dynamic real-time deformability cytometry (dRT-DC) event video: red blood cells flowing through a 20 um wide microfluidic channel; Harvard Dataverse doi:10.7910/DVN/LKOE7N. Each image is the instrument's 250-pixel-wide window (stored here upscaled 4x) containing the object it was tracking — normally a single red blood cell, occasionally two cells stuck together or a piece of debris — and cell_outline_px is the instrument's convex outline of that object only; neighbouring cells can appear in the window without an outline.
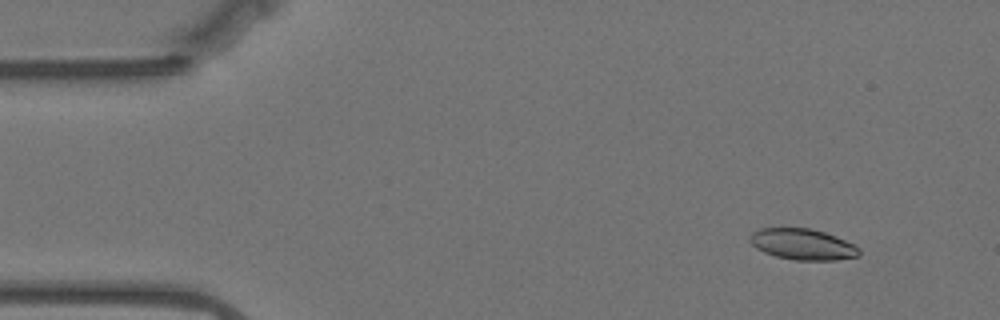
{"species": "Egyptian fruit bat (a non-hibernating species)", "species_latin": "Rousettus aegyptiacus", "temperature_condition": "warm", "stored_images_in_passage": 53, "camera_frame_rate_fps": 3000, "um_per_image_px": 0.085, "animal": {"sex": "female"}, "frame": {"image": 1, "passage_image": 1, "time_ms": 0.0, "image_size_px": [1000, 320], "cell_outline_px": [[860, 256], [836, 260], [796, 260], [776, 256], [764, 252], [756, 248], [748, 240], [748, 236], [752, 232], [760, 228], [812, 228], [836, 236], [860, 248]], "centroid_in_image_um": [68.21, 20.76], "position_along_channel_um": 16.8, "area_um2": 19.83}}
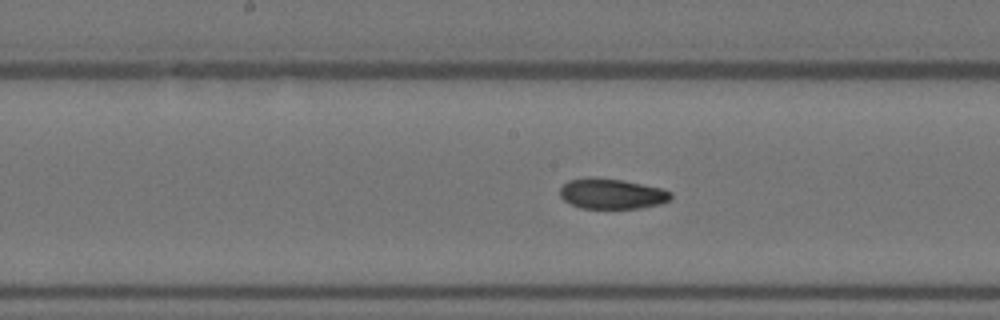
{"frame": {"image": 2, "passage_image": 24, "time_ms": 7.667, "image_size_px": [1000, 320], "cell_outline_px": [[672, 196], [668, 200], [660, 204], [640, 208], [580, 208], [564, 200], [560, 196], [560, 188], [568, 180], [588, 176], [592, 176], [624, 180], [660, 188], [672, 192]], "centroid_in_image_um": [51.97, 16.45], "position_along_channel_um": 196.2, "area_um2": 19.71}}
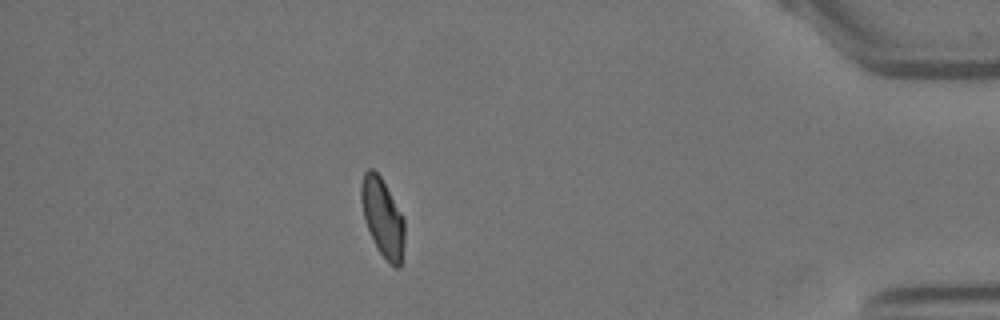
{"frame": {"image": 3, "passage_image": 46, "time_ms": 15.0, "image_size_px": [1000, 320], "cell_outline_px": [[404, 240], [400, 268], [396, 268], [388, 264], [380, 252], [368, 228], [364, 216], [360, 200], [360, 184], [364, 172], [368, 168], [372, 168], [380, 176], [404, 216]], "centroid_in_image_um": [32.53, 18.47], "position_along_channel_um": 402.7, "area_um2": 19.77}, "authors_computed_cell_mechanics": {"area_um2": 20.1722, "velocity_mm_per_s": 3.488, "shape_relaxation_time_tau1_ms": null, "shape_relaxation_time_tau2_ms": 2.6329, "deformation_change_tau1": null, "deformation_change_tau2": 0.0644}}